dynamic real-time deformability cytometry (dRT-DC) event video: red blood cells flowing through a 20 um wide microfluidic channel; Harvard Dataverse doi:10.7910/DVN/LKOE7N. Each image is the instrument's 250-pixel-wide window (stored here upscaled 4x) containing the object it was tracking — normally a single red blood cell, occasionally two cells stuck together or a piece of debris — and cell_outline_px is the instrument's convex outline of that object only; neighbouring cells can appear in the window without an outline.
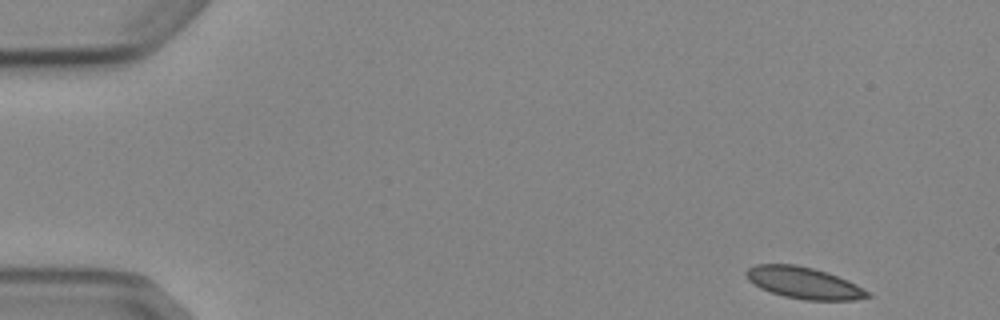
{"species": "Egyptian fruit bat (a non-hibernating species)", "species_latin": "Rousettus aegyptiacus", "temperature_condition": "cold", "stored_images_in_passage": 4, "camera_frame_rate_fps": 3000, "um_per_image_px": 0.085, "animal": {"sex": "female"}, "frame": {"image": 1, "passage_image": 1, "time_ms": 0.0, "image_size_px": [1000, 320], "cell_outline_px": [[872, 296], [852, 300], [804, 300], [784, 296], [760, 288], [748, 280], [744, 272], [748, 268], [756, 264], [796, 264], [828, 272], [848, 280], [872, 292]], "centroid_in_image_um": [68.35, 24.04], "position_along_channel_um": 16.7, "area_um2": 22.48}}
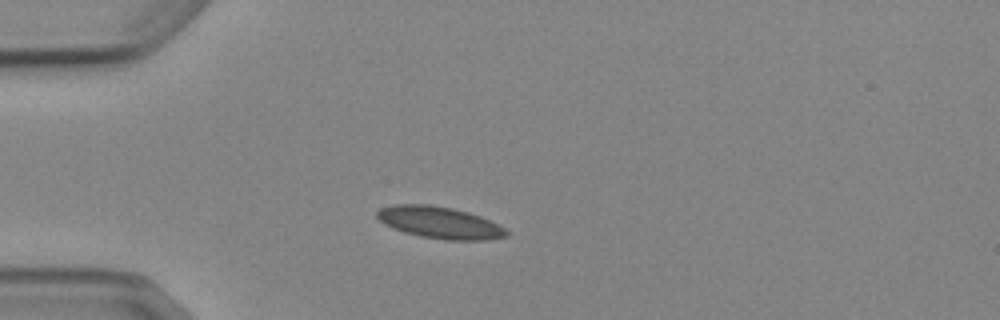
{"frame": {"image": 2, "passage_image": 4, "time_ms": 3.333, "image_size_px": [1000, 320], "cell_outline_px": [[512, 232], [508, 236], [488, 240], [444, 240], [420, 236], [404, 232], [392, 228], [384, 224], [376, 216], [376, 212], [380, 208], [396, 204], [428, 204], [452, 208], [468, 212], [480, 216]], "centroid_in_image_um": [37.38, 18.93], "position_along_channel_um": 47.6, "area_um2": 24.1}}